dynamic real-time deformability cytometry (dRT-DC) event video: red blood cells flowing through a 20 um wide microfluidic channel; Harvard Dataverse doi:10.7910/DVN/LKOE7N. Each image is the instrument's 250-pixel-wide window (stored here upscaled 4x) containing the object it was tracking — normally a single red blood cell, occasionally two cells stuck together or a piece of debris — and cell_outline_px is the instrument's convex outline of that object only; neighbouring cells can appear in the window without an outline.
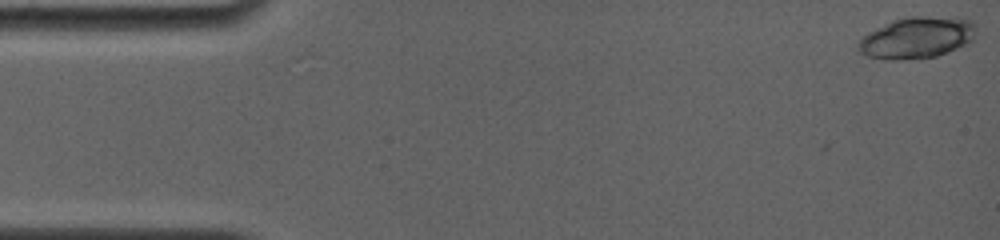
{"species": "common noctule bat (a hibernating species)", "species_latin": "Nyctalus noctula", "temperature_condition": "room temperature", "stored_images_in_passage": 18, "camera_frame_rate_fps": 4000, "um_per_image_px": 0.085, "animal": {"sex": "female", "body_mass_g": 19.0, "forearm_length_mm": 56.7}, "frame": {"image": 1, "passage_image": 1, "time_ms": 0.0, "image_size_px": [1000, 240], "cell_outline_px": [[976, 32], [972, 40], [964, 44], [936, 56], [868, 56], [860, 52], [856, 44], [868, 32], [892, 20], [908, 16], [928, 16], [972, 20], [976, 24]], "centroid_in_image_um": [77.97, 3.12], "position_along_channel_um": 7.0, "area_um2": 27.05}}
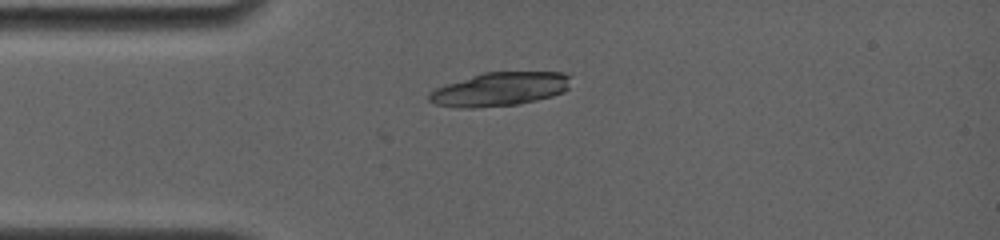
{"frame": {"image": 2, "passage_image": 16, "time_ms": 3.75, "image_size_px": [1000, 240], "cell_outline_px": [[572, 76], [568, 88], [564, 92], [552, 96], [520, 104], [476, 108], [460, 108], [436, 104], [428, 100], [428, 96], [436, 88], [484, 72], [564, 72]], "centroid_in_image_um": [42.54, 7.58], "position_along_channel_um": 42.5, "area_um2": 27.74}}